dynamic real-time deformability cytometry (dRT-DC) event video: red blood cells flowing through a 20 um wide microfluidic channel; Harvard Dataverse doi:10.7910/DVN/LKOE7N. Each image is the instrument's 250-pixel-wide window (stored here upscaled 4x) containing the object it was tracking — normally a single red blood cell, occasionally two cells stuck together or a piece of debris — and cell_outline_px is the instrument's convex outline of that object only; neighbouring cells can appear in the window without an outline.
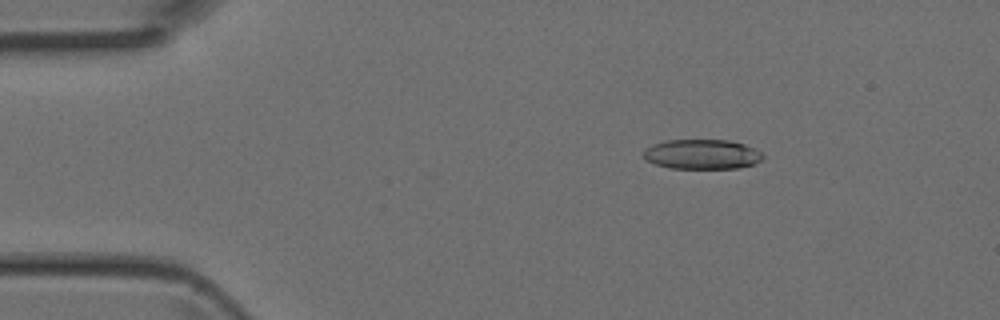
{"species": "Egyptian fruit bat (a non-hibernating species)", "species_latin": "Rousettus aegyptiacus", "temperature_condition": "room temperature", "stored_images_in_passage": 6, "camera_frame_rate_fps": 3000, "um_per_image_px": 0.085, "animal": {"sex": "female"}, "frame": {"image": 1, "passage_image": 3, "time_ms": 0.667, "image_size_px": [1000, 320], "cell_outline_px": [[764, 156], [756, 164], [736, 168], [672, 168], [656, 164], [648, 160], [644, 156], [644, 148], [652, 144], [664, 140], [728, 140], [744, 144], [760, 152]], "centroid_in_image_um": [59.66, 13.1], "position_along_channel_um": 25.3, "area_um2": 20.58}}
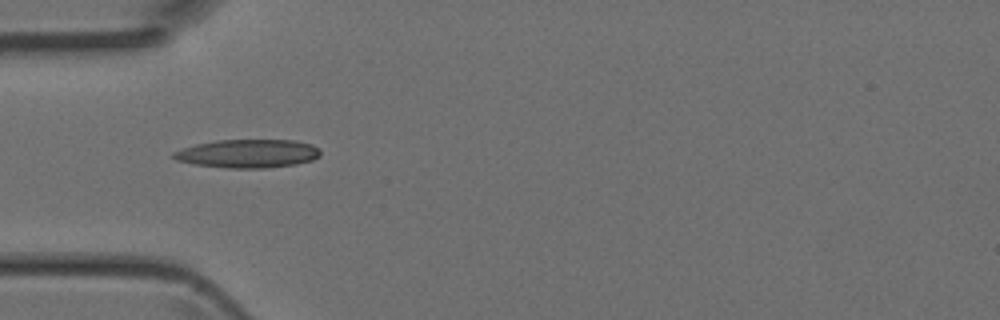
{"frame": {"image": 2, "passage_image": 5, "time_ms": 1.333, "image_size_px": [1000, 320], "cell_outline_px": [[320, 156], [312, 160], [296, 164], [264, 168], [228, 168], [196, 164], [176, 160], [172, 156], [172, 152], [196, 144], [216, 140], [296, 140], [312, 144], [320, 148]], "centroid_in_image_um": [21.1, 13.05], "position_along_channel_um": 63.9, "area_um2": 24.33}}